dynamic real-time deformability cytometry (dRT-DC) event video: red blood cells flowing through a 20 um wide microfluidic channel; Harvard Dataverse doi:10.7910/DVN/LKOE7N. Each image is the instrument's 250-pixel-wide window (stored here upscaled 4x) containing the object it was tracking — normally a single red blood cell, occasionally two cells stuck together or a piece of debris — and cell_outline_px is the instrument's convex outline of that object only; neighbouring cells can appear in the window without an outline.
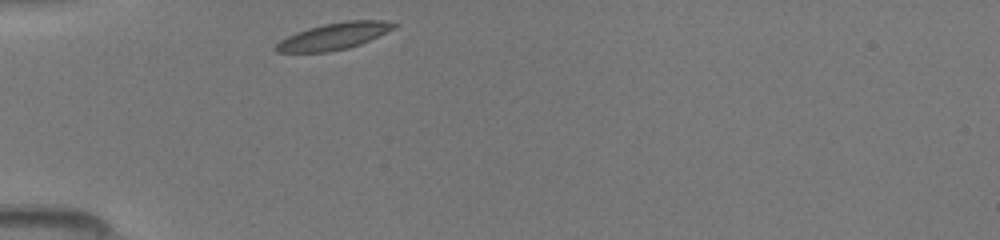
{"species": "common noctule bat (a hibernating species)", "species_latin": "Nyctalus noctula", "temperature_condition": "room temperature", "stored_images_in_passage": 29, "camera_frame_rate_fps": 3000, "um_per_image_px": 0.085, "animal": {"sex": "female", "body_mass_g": 19.5, "forearm_length_mm": 54.1}, "frame": {"image": 1, "passage_image": 1, "time_ms": 0.0, "image_size_px": [1000, 240], "cell_outline_px": [[400, 24], [396, 28], [360, 44], [348, 48], [328, 52], [276, 52], [272, 48], [280, 40], [296, 32], [308, 28], [324, 24], [344, 20], [384, 20]], "centroid_in_image_um": [28.4, 3.07], "position_along_channel_um": 56.6, "area_um2": 18.5}}
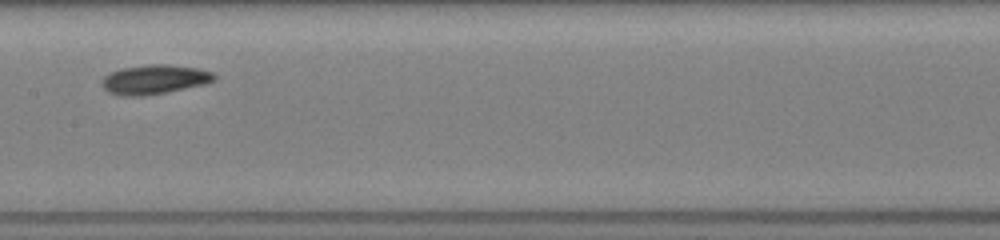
{"frame": {"image": 2, "passage_image": 12, "time_ms": 3.667, "image_size_px": [1000, 240], "cell_outline_px": [[216, 80], [204, 84], [168, 92], [144, 96], [120, 96], [108, 92], [100, 84], [104, 76], [112, 72], [124, 68], [152, 64], [168, 64], [196, 68], [212, 72], [216, 76]], "centroid_in_image_um": [13.12, 6.77], "position_along_channel_um": 194.3, "area_um2": 19.19}}
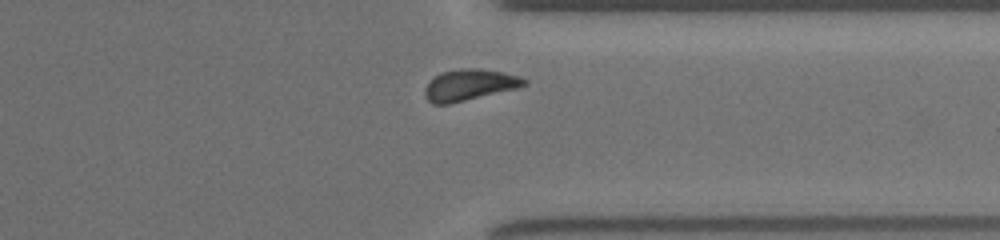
{"frame": {"image": 3, "passage_image": 25, "time_ms": 8.0, "image_size_px": [1000, 240], "cell_outline_px": [[528, 84], [516, 88], [448, 104], [432, 104], [424, 96], [424, 88], [436, 76], [444, 72], [464, 68], [480, 68], [504, 72], [520, 76], [528, 80]], "centroid_in_image_um": [39.92, 7.21], "position_along_channel_um": 371.5, "area_um2": 17.86}}